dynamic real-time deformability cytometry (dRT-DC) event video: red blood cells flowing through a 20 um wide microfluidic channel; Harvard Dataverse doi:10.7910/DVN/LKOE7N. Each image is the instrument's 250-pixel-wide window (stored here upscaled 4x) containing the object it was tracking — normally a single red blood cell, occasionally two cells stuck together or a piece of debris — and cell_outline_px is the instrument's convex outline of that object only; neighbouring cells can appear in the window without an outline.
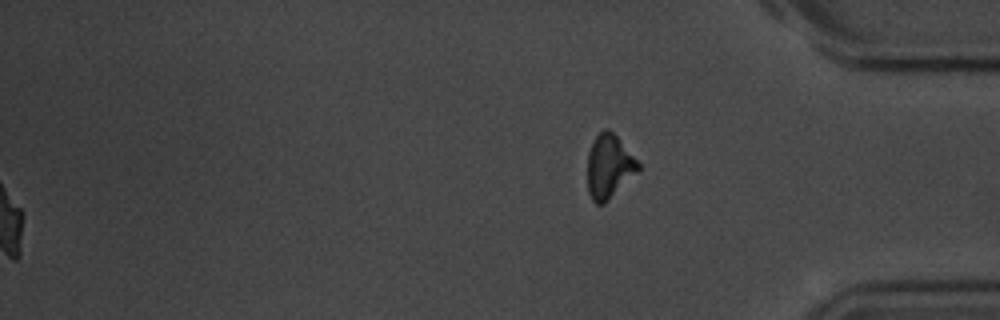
{"species": "common noctule bat (a hibernating species)", "species_latin": "Nyctalus noctula", "temperature_condition": "room temperature", "stored_images_in_passage": 52, "segment_of_instrument_passage": [2, 2], "camera_frame_rate_fps": 3000, "um_per_image_px": 0.085, "animal": {"sex": "male", "body_mass_g": 20.1, "forearm_length_mm": 53.5}, "frame": {"image": 1, "passage_image": 52, "time_ms": 17.0, "image_size_px": [1000, 320], "cell_outline_px": [[640, 168], [604, 204], [596, 204], [592, 200], [588, 192], [588, 152], [596, 136], [604, 128], [608, 128], [616, 136], [640, 164]], "centroid_in_image_um": [51.74, 14.15], "position_along_channel_um": 383.5, "area_um2": 18.38}}